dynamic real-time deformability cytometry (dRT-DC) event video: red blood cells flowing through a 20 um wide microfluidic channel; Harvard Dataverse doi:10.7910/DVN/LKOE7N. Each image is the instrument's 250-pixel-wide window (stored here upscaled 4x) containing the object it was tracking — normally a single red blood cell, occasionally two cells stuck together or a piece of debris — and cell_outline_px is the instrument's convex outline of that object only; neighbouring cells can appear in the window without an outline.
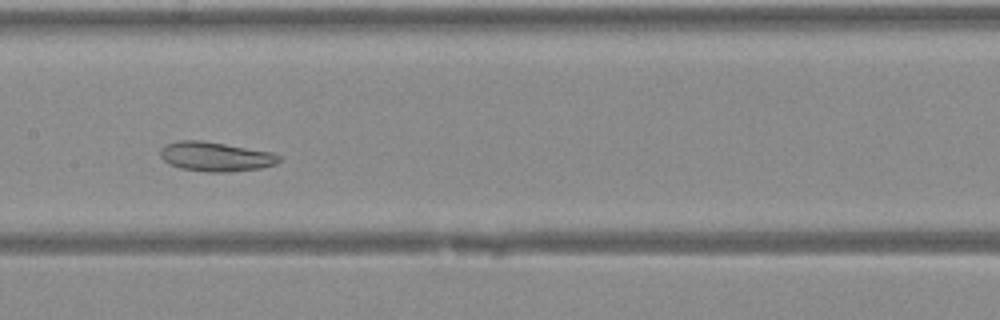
{"species": "Egyptian fruit bat (a non-hibernating species)", "species_latin": "Rousettus aegyptiacus", "temperature_condition": "warm", "stored_images_in_passage": 39, "camera_frame_rate_fps": 3000, "um_per_image_px": 0.085, "animal": {"sex": "female"}, "frame": {"image": 1, "passage_image": 19, "time_ms": 6.0, "image_size_px": [1000, 320], "cell_outline_px": [[280, 160], [276, 164], [260, 168], [228, 172], [208, 172], [180, 168], [168, 164], [160, 156], [160, 148], [164, 144], [180, 140], [200, 140], [272, 152], [280, 156]], "centroid_in_image_um": [18.28, 13.31], "position_along_channel_um": 189.1, "area_um2": 20.35}}
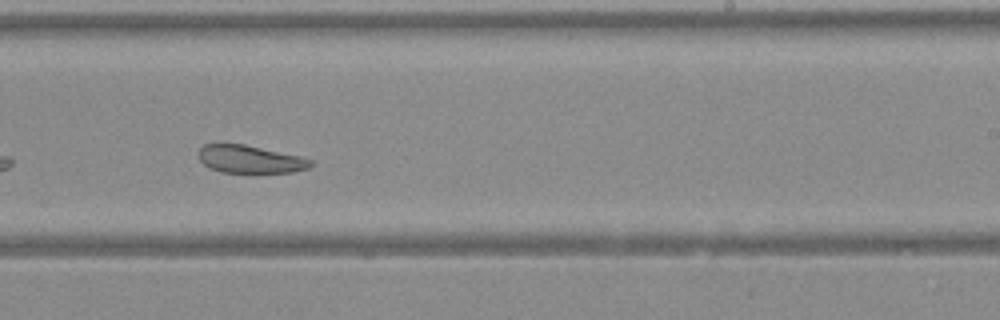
{"frame": {"image": 2, "passage_image": 24, "time_ms": 7.667, "image_size_px": [1000, 320], "cell_outline_px": [[312, 164], [308, 168], [292, 172], [220, 172], [204, 164], [200, 160], [196, 152], [204, 144], [244, 144], [300, 156], [312, 160]], "centroid_in_image_um": [21.23, 13.52], "position_along_channel_um": 267.8, "area_um2": 17.98}}
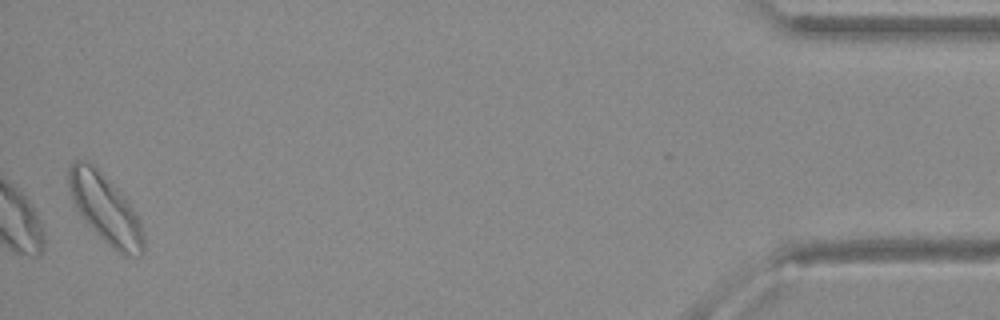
{"frame": {"image": 3, "passage_image": 39, "time_ms": 12.667, "image_size_px": [1000, 320], "cell_outline_px": [[144, 252], [140, 256], [124, 256], [116, 252], [84, 220], [76, 208], [68, 184], [68, 168], [76, 160], [88, 160], [96, 164], [128, 200], [140, 224], [144, 240]], "centroid_in_image_um": [8.95, 17.72], "position_along_channel_um": 426.2, "area_um2": 30.0}}